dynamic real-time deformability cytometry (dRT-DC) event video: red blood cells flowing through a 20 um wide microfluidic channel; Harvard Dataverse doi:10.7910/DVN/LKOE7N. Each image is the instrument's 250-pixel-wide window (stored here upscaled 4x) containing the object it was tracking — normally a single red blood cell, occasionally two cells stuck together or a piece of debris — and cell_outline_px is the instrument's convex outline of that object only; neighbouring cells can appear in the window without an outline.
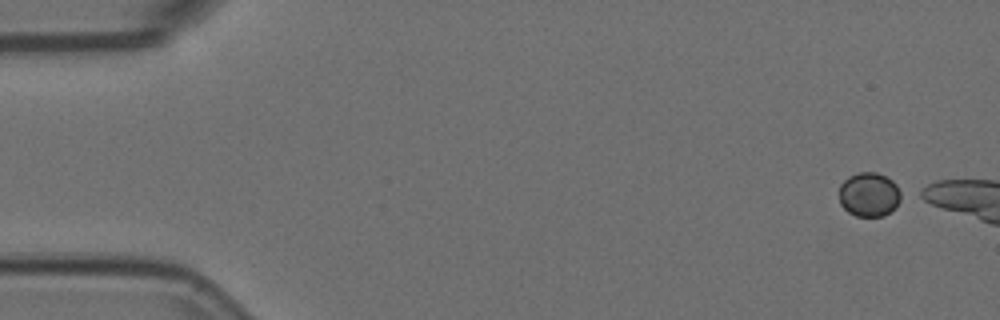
{"species": "Egyptian fruit bat (a non-hibernating species)", "species_latin": "Rousettus aegyptiacus", "temperature_condition": "room temperature", "stored_images_in_passage": 32, "camera_frame_rate_fps": 3000, "um_per_image_px": 0.085, "animal": {"sex": "female"}, "frame": {"image": 1, "passage_image": 1, "time_ms": 0.0, "image_size_px": [1000, 320], "cell_outline_px": [[908, 196], [896, 208], [884, 216], [856, 216], [848, 212], [840, 204], [840, 184], [848, 176], [860, 172], [876, 172], [892, 180]], "centroid_in_image_um": [73.97, 16.54], "position_along_channel_um": 11.0, "area_um2": 16.53}}
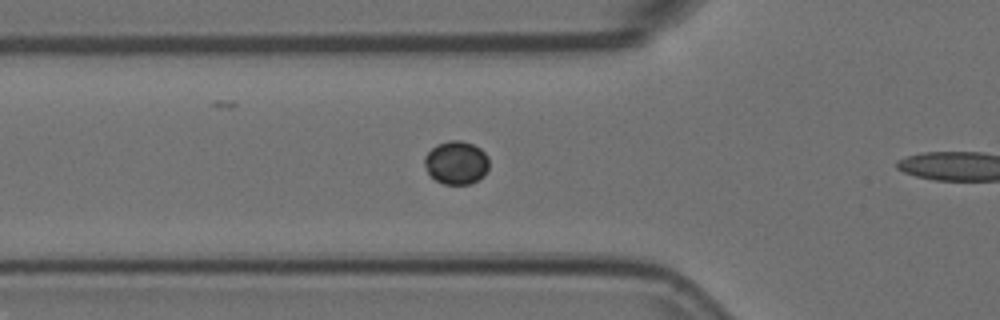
{"frame": {"image": 2, "passage_image": 17, "time_ms": 5.333, "image_size_px": [1000, 320], "cell_outline_px": [[488, 168], [484, 176], [468, 184], [444, 184], [436, 180], [428, 172], [424, 164], [424, 156], [436, 144], [448, 140], [460, 140], [472, 144], [480, 148], [488, 156]], "centroid_in_image_um": [38.78, 13.81], "position_along_channel_um": 87.0, "area_um2": 16.24}}
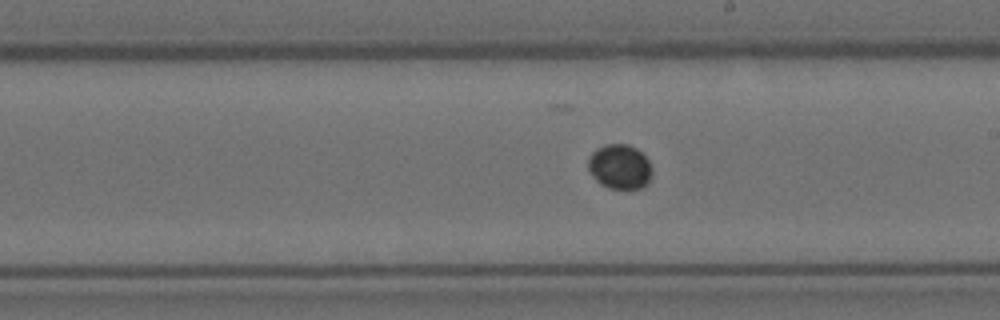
{"frame": {"image": 3, "passage_image": 29, "time_ms": 9.333, "image_size_px": [1000, 320], "cell_outline_px": [[652, 172], [648, 184], [640, 188], [608, 188], [600, 184], [588, 172], [588, 156], [596, 148], [604, 144], [628, 144], [636, 148], [648, 160], [652, 168]], "centroid_in_image_um": [52.65, 14.16], "position_along_channel_um": 236.3, "area_um2": 16.82}}